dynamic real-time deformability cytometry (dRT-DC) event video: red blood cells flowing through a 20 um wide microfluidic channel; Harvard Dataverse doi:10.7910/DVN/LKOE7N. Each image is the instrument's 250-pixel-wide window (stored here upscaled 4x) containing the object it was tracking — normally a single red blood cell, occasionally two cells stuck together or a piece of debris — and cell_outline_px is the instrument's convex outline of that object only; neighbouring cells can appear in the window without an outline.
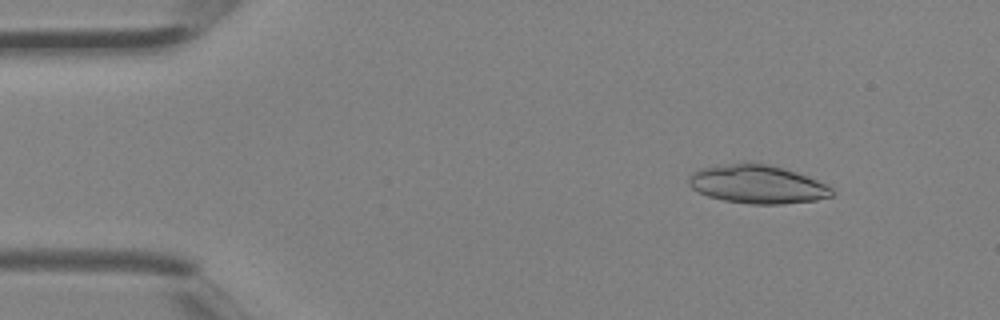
{"species": "Egyptian fruit bat (a non-hibernating species)", "species_latin": "Rousettus aegyptiacus", "temperature_condition": "room temperature", "stored_images_in_passage": 4, "camera_frame_rate_fps": 3000, "um_per_image_px": 0.085, "animal": {"sex": "female"}, "frame": {"image": 1, "passage_image": 1, "time_ms": 0.0, "image_size_px": [1000, 320], "cell_outline_px": [[832, 196], [816, 200], [780, 204], [752, 204], [724, 200], [708, 196], [692, 188], [688, 184], [688, 176], [692, 172], [700, 168], [732, 164], [768, 164], [796, 172], [808, 176], [832, 188]], "centroid_in_image_um": [64.36, 15.68], "position_along_channel_um": 20.6, "area_um2": 31.5}}
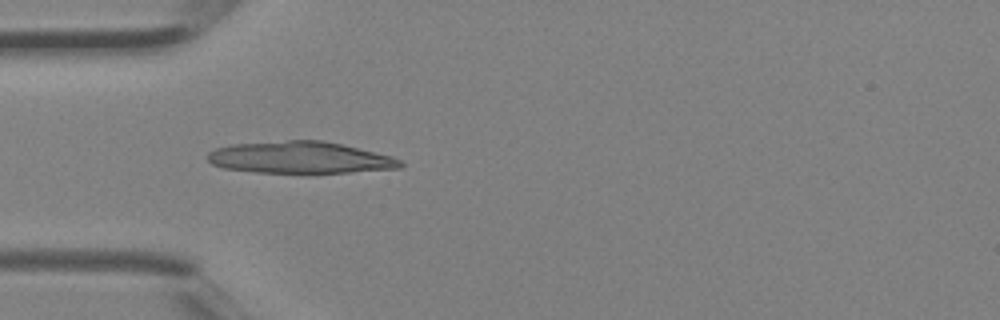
{"frame": {"image": 2, "passage_image": 3, "time_ms": 0.667, "image_size_px": [1000, 320], "cell_outline_px": [[404, 164], [400, 168], [348, 172], [256, 172], [224, 168], [212, 164], [208, 160], [208, 152], [216, 148], [232, 144], [288, 140], [324, 140], [392, 156], [400, 160]], "centroid_in_image_um": [25.5, 13.38], "position_along_channel_um": 59.5, "area_um2": 35.43}}
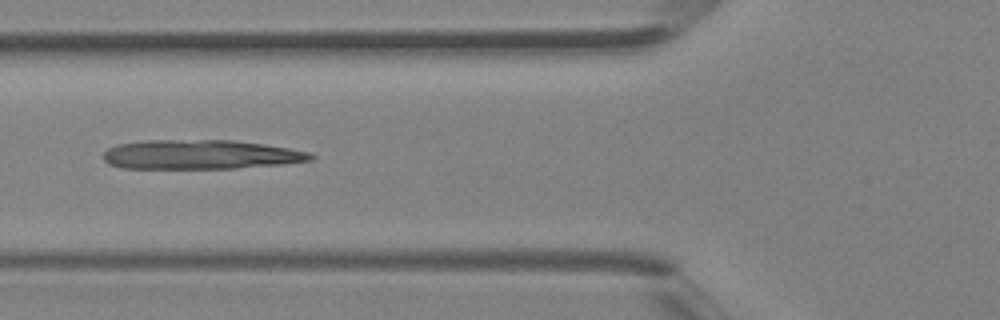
{"frame": {"image": 3, "passage_image": 4, "time_ms": 1.0, "image_size_px": [1000, 320], "cell_outline_px": [[316, 156], [312, 160], [280, 164], [236, 168], [124, 168], [108, 164], [104, 160], [104, 152], [108, 148], [116, 144], [144, 140], [236, 140], [264, 144], [288, 148], [308, 152]], "centroid_in_image_um": [17.02, 13.13], "position_along_channel_um": 108.8, "area_um2": 35.43}}